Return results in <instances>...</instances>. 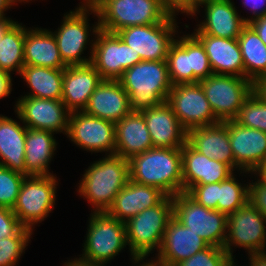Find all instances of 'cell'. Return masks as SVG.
Wrapping results in <instances>:
<instances>
[{"label": "cell", "mask_w": 266, "mask_h": 266, "mask_svg": "<svg viewBox=\"0 0 266 266\" xmlns=\"http://www.w3.org/2000/svg\"><path fill=\"white\" fill-rule=\"evenodd\" d=\"M93 7L100 29L110 33L161 23L169 17L159 0H98Z\"/></svg>", "instance_id": "5b68a950"}, {"label": "cell", "mask_w": 266, "mask_h": 266, "mask_svg": "<svg viewBox=\"0 0 266 266\" xmlns=\"http://www.w3.org/2000/svg\"><path fill=\"white\" fill-rule=\"evenodd\" d=\"M12 85L11 74L0 71V99H3L11 94Z\"/></svg>", "instance_id": "bcb514c9"}, {"label": "cell", "mask_w": 266, "mask_h": 266, "mask_svg": "<svg viewBox=\"0 0 266 266\" xmlns=\"http://www.w3.org/2000/svg\"><path fill=\"white\" fill-rule=\"evenodd\" d=\"M22 228L12 209L0 206V239L14 236Z\"/></svg>", "instance_id": "b9f144b4"}, {"label": "cell", "mask_w": 266, "mask_h": 266, "mask_svg": "<svg viewBox=\"0 0 266 266\" xmlns=\"http://www.w3.org/2000/svg\"><path fill=\"white\" fill-rule=\"evenodd\" d=\"M14 4L10 0H0V16H5L4 12L10 9Z\"/></svg>", "instance_id": "816d5d0a"}, {"label": "cell", "mask_w": 266, "mask_h": 266, "mask_svg": "<svg viewBox=\"0 0 266 266\" xmlns=\"http://www.w3.org/2000/svg\"><path fill=\"white\" fill-rule=\"evenodd\" d=\"M54 132L27 128L25 137L26 176L53 175L49 163L55 154L58 142Z\"/></svg>", "instance_id": "f546056e"}, {"label": "cell", "mask_w": 266, "mask_h": 266, "mask_svg": "<svg viewBox=\"0 0 266 266\" xmlns=\"http://www.w3.org/2000/svg\"><path fill=\"white\" fill-rule=\"evenodd\" d=\"M162 8L169 16L176 17V13H186V15L194 16L197 9L198 0H159Z\"/></svg>", "instance_id": "ee69618b"}, {"label": "cell", "mask_w": 266, "mask_h": 266, "mask_svg": "<svg viewBox=\"0 0 266 266\" xmlns=\"http://www.w3.org/2000/svg\"><path fill=\"white\" fill-rule=\"evenodd\" d=\"M24 65L65 69L57 41L49 29L28 28L24 41Z\"/></svg>", "instance_id": "83f0119b"}, {"label": "cell", "mask_w": 266, "mask_h": 266, "mask_svg": "<svg viewBox=\"0 0 266 266\" xmlns=\"http://www.w3.org/2000/svg\"><path fill=\"white\" fill-rule=\"evenodd\" d=\"M234 261H235V260L232 259V260L227 264V266H236L237 264H235ZM243 266H244V265H243Z\"/></svg>", "instance_id": "94428289"}, {"label": "cell", "mask_w": 266, "mask_h": 266, "mask_svg": "<svg viewBox=\"0 0 266 266\" xmlns=\"http://www.w3.org/2000/svg\"><path fill=\"white\" fill-rule=\"evenodd\" d=\"M230 145L235 169L253 175L266 162V133L228 120Z\"/></svg>", "instance_id": "e0dca14e"}, {"label": "cell", "mask_w": 266, "mask_h": 266, "mask_svg": "<svg viewBox=\"0 0 266 266\" xmlns=\"http://www.w3.org/2000/svg\"><path fill=\"white\" fill-rule=\"evenodd\" d=\"M155 148H182L187 142V131L171 107L166 103L140 111Z\"/></svg>", "instance_id": "7402d4cb"}, {"label": "cell", "mask_w": 266, "mask_h": 266, "mask_svg": "<svg viewBox=\"0 0 266 266\" xmlns=\"http://www.w3.org/2000/svg\"><path fill=\"white\" fill-rule=\"evenodd\" d=\"M69 261V262H68ZM67 262H65L63 265L64 266H76V260H68Z\"/></svg>", "instance_id": "11a10c76"}, {"label": "cell", "mask_w": 266, "mask_h": 266, "mask_svg": "<svg viewBox=\"0 0 266 266\" xmlns=\"http://www.w3.org/2000/svg\"><path fill=\"white\" fill-rule=\"evenodd\" d=\"M166 62L172 85L193 83L192 34L175 39L170 45Z\"/></svg>", "instance_id": "d6a6232c"}, {"label": "cell", "mask_w": 266, "mask_h": 266, "mask_svg": "<svg viewBox=\"0 0 266 266\" xmlns=\"http://www.w3.org/2000/svg\"><path fill=\"white\" fill-rule=\"evenodd\" d=\"M237 41L243 57L244 78L254 82L266 75V45L255 30L247 24Z\"/></svg>", "instance_id": "1f68e13d"}, {"label": "cell", "mask_w": 266, "mask_h": 266, "mask_svg": "<svg viewBox=\"0 0 266 266\" xmlns=\"http://www.w3.org/2000/svg\"><path fill=\"white\" fill-rule=\"evenodd\" d=\"M253 92L266 103V75L257 78L253 82Z\"/></svg>", "instance_id": "c3c4849f"}, {"label": "cell", "mask_w": 266, "mask_h": 266, "mask_svg": "<svg viewBox=\"0 0 266 266\" xmlns=\"http://www.w3.org/2000/svg\"><path fill=\"white\" fill-rule=\"evenodd\" d=\"M84 112L117 123L132 112L129 95L118 80H102Z\"/></svg>", "instance_id": "603a6c76"}, {"label": "cell", "mask_w": 266, "mask_h": 266, "mask_svg": "<svg viewBox=\"0 0 266 266\" xmlns=\"http://www.w3.org/2000/svg\"><path fill=\"white\" fill-rule=\"evenodd\" d=\"M14 111L27 128L65 135L68 132L71 112L62 100L22 96L18 98Z\"/></svg>", "instance_id": "2e32d148"}, {"label": "cell", "mask_w": 266, "mask_h": 266, "mask_svg": "<svg viewBox=\"0 0 266 266\" xmlns=\"http://www.w3.org/2000/svg\"><path fill=\"white\" fill-rule=\"evenodd\" d=\"M102 78L95 67L67 65L63 69L62 101L70 112L84 111Z\"/></svg>", "instance_id": "44dd1931"}, {"label": "cell", "mask_w": 266, "mask_h": 266, "mask_svg": "<svg viewBox=\"0 0 266 266\" xmlns=\"http://www.w3.org/2000/svg\"><path fill=\"white\" fill-rule=\"evenodd\" d=\"M187 142L201 154L227 164L235 171V159L230 145L228 120L189 130L187 132Z\"/></svg>", "instance_id": "d4e9b609"}, {"label": "cell", "mask_w": 266, "mask_h": 266, "mask_svg": "<svg viewBox=\"0 0 266 266\" xmlns=\"http://www.w3.org/2000/svg\"><path fill=\"white\" fill-rule=\"evenodd\" d=\"M249 266H266V251L249 253Z\"/></svg>", "instance_id": "681fc988"}, {"label": "cell", "mask_w": 266, "mask_h": 266, "mask_svg": "<svg viewBox=\"0 0 266 266\" xmlns=\"http://www.w3.org/2000/svg\"><path fill=\"white\" fill-rule=\"evenodd\" d=\"M94 37L91 64L103 80H118L126 69L142 61L116 33L100 29Z\"/></svg>", "instance_id": "5bb4252c"}, {"label": "cell", "mask_w": 266, "mask_h": 266, "mask_svg": "<svg viewBox=\"0 0 266 266\" xmlns=\"http://www.w3.org/2000/svg\"><path fill=\"white\" fill-rule=\"evenodd\" d=\"M175 18L169 16L161 23L123 28L116 34L142 61L166 60L170 45L175 41V33L178 32Z\"/></svg>", "instance_id": "30bf717a"}, {"label": "cell", "mask_w": 266, "mask_h": 266, "mask_svg": "<svg viewBox=\"0 0 266 266\" xmlns=\"http://www.w3.org/2000/svg\"><path fill=\"white\" fill-rule=\"evenodd\" d=\"M172 217V196H166L158 205L141 211L125 222L127 245L134 265L143 262L155 249L157 252L160 250Z\"/></svg>", "instance_id": "277c9868"}, {"label": "cell", "mask_w": 266, "mask_h": 266, "mask_svg": "<svg viewBox=\"0 0 266 266\" xmlns=\"http://www.w3.org/2000/svg\"><path fill=\"white\" fill-rule=\"evenodd\" d=\"M248 201L266 217V181L261 177L249 183Z\"/></svg>", "instance_id": "7bdbcfd3"}, {"label": "cell", "mask_w": 266, "mask_h": 266, "mask_svg": "<svg viewBox=\"0 0 266 266\" xmlns=\"http://www.w3.org/2000/svg\"><path fill=\"white\" fill-rule=\"evenodd\" d=\"M214 115L221 121L233 120L253 92V82L244 77L212 74L199 81Z\"/></svg>", "instance_id": "8fae6325"}, {"label": "cell", "mask_w": 266, "mask_h": 266, "mask_svg": "<svg viewBox=\"0 0 266 266\" xmlns=\"http://www.w3.org/2000/svg\"><path fill=\"white\" fill-rule=\"evenodd\" d=\"M166 196L157 187L139 184L129 179L106 213L126 222L141 211L158 205Z\"/></svg>", "instance_id": "cb8c5ba5"}, {"label": "cell", "mask_w": 266, "mask_h": 266, "mask_svg": "<svg viewBox=\"0 0 266 266\" xmlns=\"http://www.w3.org/2000/svg\"><path fill=\"white\" fill-rule=\"evenodd\" d=\"M244 8L251 9L252 17H245L244 21L249 22L266 15V0H243Z\"/></svg>", "instance_id": "f6af8a7d"}, {"label": "cell", "mask_w": 266, "mask_h": 266, "mask_svg": "<svg viewBox=\"0 0 266 266\" xmlns=\"http://www.w3.org/2000/svg\"><path fill=\"white\" fill-rule=\"evenodd\" d=\"M26 175L0 165V206L13 209Z\"/></svg>", "instance_id": "74e56055"}, {"label": "cell", "mask_w": 266, "mask_h": 266, "mask_svg": "<svg viewBox=\"0 0 266 266\" xmlns=\"http://www.w3.org/2000/svg\"><path fill=\"white\" fill-rule=\"evenodd\" d=\"M80 179L78 193L93 205V212H106L130 179L129 160L105 155L93 162Z\"/></svg>", "instance_id": "7a4b0ae2"}, {"label": "cell", "mask_w": 266, "mask_h": 266, "mask_svg": "<svg viewBox=\"0 0 266 266\" xmlns=\"http://www.w3.org/2000/svg\"><path fill=\"white\" fill-rule=\"evenodd\" d=\"M208 1H231V0H198V2H208Z\"/></svg>", "instance_id": "91938a15"}, {"label": "cell", "mask_w": 266, "mask_h": 266, "mask_svg": "<svg viewBox=\"0 0 266 266\" xmlns=\"http://www.w3.org/2000/svg\"><path fill=\"white\" fill-rule=\"evenodd\" d=\"M236 246L246 249L247 254L266 250V217L249 201L227 217L224 249L232 259V247Z\"/></svg>", "instance_id": "7c38bea8"}, {"label": "cell", "mask_w": 266, "mask_h": 266, "mask_svg": "<svg viewBox=\"0 0 266 266\" xmlns=\"http://www.w3.org/2000/svg\"><path fill=\"white\" fill-rule=\"evenodd\" d=\"M207 247L209 244L205 240L173 216L164 232L157 260L150 261L154 266H175Z\"/></svg>", "instance_id": "ac0fdd59"}, {"label": "cell", "mask_w": 266, "mask_h": 266, "mask_svg": "<svg viewBox=\"0 0 266 266\" xmlns=\"http://www.w3.org/2000/svg\"><path fill=\"white\" fill-rule=\"evenodd\" d=\"M83 254L74 258L87 265L106 266L127 245L125 222L106 212L90 215Z\"/></svg>", "instance_id": "8992f818"}, {"label": "cell", "mask_w": 266, "mask_h": 266, "mask_svg": "<svg viewBox=\"0 0 266 266\" xmlns=\"http://www.w3.org/2000/svg\"><path fill=\"white\" fill-rule=\"evenodd\" d=\"M25 28L15 21L2 35L0 41V71L21 73L24 65Z\"/></svg>", "instance_id": "836d02e7"}, {"label": "cell", "mask_w": 266, "mask_h": 266, "mask_svg": "<svg viewBox=\"0 0 266 266\" xmlns=\"http://www.w3.org/2000/svg\"><path fill=\"white\" fill-rule=\"evenodd\" d=\"M32 231L23 227L16 235L0 239V266H15L30 243Z\"/></svg>", "instance_id": "8d00e7d4"}, {"label": "cell", "mask_w": 266, "mask_h": 266, "mask_svg": "<svg viewBox=\"0 0 266 266\" xmlns=\"http://www.w3.org/2000/svg\"><path fill=\"white\" fill-rule=\"evenodd\" d=\"M54 175L25 176L12 211L23 227L33 230L53 210L58 185Z\"/></svg>", "instance_id": "9c48e42d"}, {"label": "cell", "mask_w": 266, "mask_h": 266, "mask_svg": "<svg viewBox=\"0 0 266 266\" xmlns=\"http://www.w3.org/2000/svg\"><path fill=\"white\" fill-rule=\"evenodd\" d=\"M202 5L205 8V20L197 25L198 27H196L192 34H206L214 37L237 39L243 28L247 25L244 17L238 15L236 6L232 1L198 2L195 14Z\"/></svg>", "instance_id": "d6986e66"}, {"label": "cell", "mask_w": 266, "mask_h": 266, "mask_svg": "<svg viewBox=\"0 0 266 266\" xmlns=\"http://www.w3.org/2000/svg\"><path fill=\"white\" fill-rule=\"evenodd\" d=\"M193 83L213 74L208 56L202 43L192 34Z\"/></svg>", "instance_id": "ab89813d"}, {"label": "cell", "mask_w": 266, "mask_h": 266, "mask_svg": "<svg viewBox=\"0 0 266 266\" xmlns=\"http://www.w3.org/2000/svg\"><path fill=\"white\" fill-rule=\"evenodd\" d=\"M166 103L187 132L221 122L214 115L199 82L172 85Z\"/></svg>", "instance_id": "4fadbf2b"}, {"label": "cell", "mask_w": 266, "mask_h": 266, "mask_svg": "<svg viewBox=\"0 0 266 266\" xmlns=\"http://www.w3.org/2000/svg\"><path fill=\"white\" fill-rule=\"evenodd\" d=\"M13 4H17L16 2L22 3V2H29L31 0H10Z\"/></svg>", "instance_id": "6f0895ef"}, {"label": "cell", "mask_w": 266, "mask_h": 266, "mask_svg": "<svg viewBox=\"0 0 266 266\" xmlns=\"http://www.w3.org/2000/svg\"><path fill=\"white\" fill-rule=\"evenodd\" d=\"M22 125L11 117L0 114V165L26 175L25 137L27 127Z\"/></svg>", "instance_id": "f1b7e54d"}, {"label": "cell", "mask_w": 266, "mask_h": 266, "mask_svg": "<svg viewBox=\"0 0 266 266\" xmlns=\"http://www.w3.org/2000/svg\"><path fill=\"white\" fill-rule=\"evenodd\" d=\"M20 75L31 89L24 96L62 99L63 69L25 65Z\"/></svg>", "instance_id": "4dcf8cb0"}, {"label": "cell", "mask_w": 266, "mask_h": 266, "mask_svg": "<svg viewBox=\"0 0 266 266\" xmlns=\"http://www.w3.org/2000/svg\"><path fill=\"white\" fill-rule=\"evenodd\" d=\"M187 193L200 205L218 210V182L195 185Z\"/></svg>", "instance_id": "60d3db41"}, {"label": "cell", "mask_w": 266, "mask_h": 266, "mask_svg": "<svg viewBox=\"0 0 266 266\" xmlns=\"http://www.w3.org/2000/svg\"><path fill=\"white\" fill-rule=\"evenodd\" d=\"M231 260L224 248L209 246L175 266H227Z\"/></svg>", "instance_id": "f35d334b"}, {"label": "cell", "mask_w": 266, "mask_h": 266, "mask_svg": "<svg viewBox=\"0 0 266 266\" xmlns=\"http://www.w3.org/2000/svg\"><path fill=\"white\" fill-rule=\"evenodd\" d=\"M266 45V15L248 23Z\"/></svg>", "instance_id": "7dc6e473"}, {"label": "cell", "mask_w": 266, "mask_h": 266, "mask_svg": "<svg viewBox=\"0 0 266 266\" xmlns=\"http://www.w3.org/2000/svg\"><path fill=\"white\" fill-rule=\"evenodd\" d=\"M76 266H99V265H87V264L76 261Z\"/></svg>", "instance_id": "680465c9"}, {"label": "cell", "mask_w": 266, "mask_h": 266, "mask_svg": "<svg viewBox=\"0 0 266 266\" xmlns=\"http://www.w3.org/2000/svg\"><path fill=\"white\" fill-rule=\"evenodd\" d=\"M233 120L241 126L266 133V103L252 92Z\"/></svg>", "instance_id": "d590c367"}, {"label": "cell", "mask_w": 266, "mask_h": 266, "mask_svg": "<svg viewBox=\"0 0 266 266\" xmlns=\"http://www.w3.org/2000/svg\"><path fill=\"white\" fill-rule=\"evenodd\" d=\"M130 180L159 188L167 196L183 192L181 148H151L129 159Z\"/></svg>", "instance_id": "6da1fadb"}, {"label": "cell", "mask_w": 266, "mask_h": 266, "mask_svg": "<svg viewBox=\"0 0 266 266\" xmlns=\"http://www.w3.org/2000/svg\"><path fill=\"white\" fill-rule=\"evenodd\" d=\"M183 192L195 185L221 182L234 171L227 165L195 150L188 142L181 148Z\"/></svg>", "instance_id": "ffe728a7"}, {"label": "cell", "mask_w": 266, "mask_h": 266, "mask_svg": "<svg viewBox=\"0 0 266 266\" xmlns=\"http://www.w3.org/2000/svg\"><path fill=\"white\" fill-rule=\"evenodd\" d=\"M254 174L266 181V162Z\"/></svg>", "instance_id": "f5cc1de1"}, {"label": "cell", "mask_w": 266, "mask_h": 266, "mask_svg": "<svg viewBox=\"0 0 266 266\" xmlns=\"http://www.w3.org/2000/svg\"><path fill=\"white\" fill-rule=\"evenodd\" d=\"M15 21L6 16H0V41L4 32L14 23Z\"/></svg>", "instance_id": "f907efd6"}, {"label": "cell", "mask_w": 266, "mask_h": 266, "mask_svg": "<svg viewBox=\"0 0 266 266\" xmlns=\"http://www.w3.org/2000/svg\"><path fill=\"white\" fill-rule=\"evenodd\" d=\"M98 0H83L82 5H89V6H93Z\"/></svg>", "instance_id": "db71d44e"}, {"label": "cell", "mask_w": 266, "mask_h": 266, "mask_svg": "<svg viewBox=\"0 0 266 266\" xmlns=\"http://www.w3.org/2000/svg\"><path fill=\"white\" fill-rule=\"evenodd\" d=\"M67 138L83 150L115 155V123L84 111L71 112ZM108 152V153H107Z\"/></svg>", "instance_id": "9a60e30c"}, {"label": "cell", "mask_w": 266, "mask_h": 266, "mask_svg": "<svg viewBox=\"0 0 266 266\" xmlns=\"http://www.w3.org/2000/svg\"><path fill=\"white\" fill-rule=\"evenodd\" d=\"M130 98L132 111H142L166 102L172 84L166 60L141 61L118 79Z\"/></svg>", "instance_id": "3957f363"}, {"label": "cell", "mask_w": 266, "mask_h": 266, "mask_svg": "<svg viewBox=\"0 0 266 266\" xmlns=\"http://www.w3.org/2000/svg\"><path fill=\"white\" fill-rule=\"evenodd\" d=\"M92 13H94L93 6L81 4L75 8V11L70 10L68 14H64L62 25L58 27L56 32H52L57 41L60 56L66 65H86L91 63L94 40H90L89 32L93 30V35H96L100 30L99 21L92 27L88 24V16ZM88 42L91 44V54H89L91 56L88 58L81 57L87 48Z\"/></svg>", "instance_id": "52a82bcc"}, {"label": "cell", "mask_w": 266, "mask_h": 266, "mask_svg": "<svg viewBox=\"0 0 266 266\" xmlns=\"http://www.w3.org/2000/svg\"><path fill=\"white\" fill-rule=\"evenodd\" d=\"M235 175L233 173L227 179L218 182V211L226 215L243 207L249 199V182L238 183Z\"/></svg>", "instance_id": "e575fe53"}, {"label": "cell", "mask_w": 266, "mask_h": 266, "mask_svg": "<svg viewBox=\"0 0 266 266\" xmlns=\"http://www.w3.org/2000/svg\"><path fill=\"white\" fill-rule=\"evenodd\" d=\"M193 35L202 43L213 74L244 77L243 57L237 39Z\"/></svg>", "instance_id": "484cf974"}, {"label": "cell", "mask_w": 266, "mask_h": 266, "mask_svg": "<svg viewBox=\"0 0 266 266\" xmlns=\"http://www.w3.org/2000/svg\"><path fill=\"white\" fill-rule=\"evenodd\" d=\"M173 216L205 240L209 246L224 248L227 217L223 212L200 205L187 192L172 197Z\"/></svg>", "instance_id": "ba28073f"}, {"label": "cell", "mask_w": 266, "mask_h": 266, "mask_svg": "<svg viewBox=\"0 0 266 266\" xmlns=\"http://www.w3.org/2000/svg\"><path fill=\"white\" fill-rule=\"evenodd\" d=\"M115 155L130 159L132 156L154 148L144 116L132 111L115 123Z\"/></svg>", "instance_id": "4316f807"}, {"label": "cell", "mask_w": 266, "mask_h": 266, "mask_svg": "<svg viewBox=\"0 0 266 266\" xmlns=\"http://www.w3.org/2000/svg\"><path fill=\"white\" fill-rule=\"evenodd\" d=\"M137 266H154V265H153L150 261L147 262V260H146V262L143 261L142 264H139V265H137Z\"/></svg>", "instance_id": "9f6ffc18"}]
</instances>
